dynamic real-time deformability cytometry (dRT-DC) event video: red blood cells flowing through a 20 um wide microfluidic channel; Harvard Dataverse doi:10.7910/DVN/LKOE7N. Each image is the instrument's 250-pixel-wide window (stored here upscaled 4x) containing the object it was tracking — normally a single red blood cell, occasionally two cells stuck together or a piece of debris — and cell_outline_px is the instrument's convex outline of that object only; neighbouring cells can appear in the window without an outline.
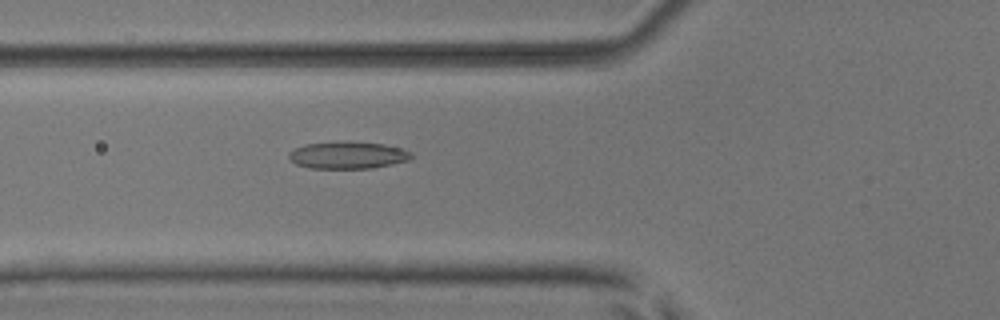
{"species": "common noctule bat (a hibernating species)", "species_latin": "Nyctalus noctula", "temperature_condition": "room temperature", "stored_images_in_passage": 3, "camera_frame_rate_fps": 3000, "um_per_image_px": 0.085, "animal": {"sex": "male", "body_mass_g": 17.9, "forearm_length_mm": 54.2}, "frame": {"image": 1, "passage_image": 3, "time_ms": 0.667, "image_size_px": [1000, 320], "cell_outline_px": [[412, 156], [408, 160], [392, 164], [372, 168], [308, 168], [296, 164], [288, 160], [288, 152], [304, 144], [344, 140], [348, 140], [384, 144], [404, 148], [412, 152]], "centroid_in_image_um": [29.54, 13.17], "position_along_channel_um": 96.3, "area_um2": 19.83}}